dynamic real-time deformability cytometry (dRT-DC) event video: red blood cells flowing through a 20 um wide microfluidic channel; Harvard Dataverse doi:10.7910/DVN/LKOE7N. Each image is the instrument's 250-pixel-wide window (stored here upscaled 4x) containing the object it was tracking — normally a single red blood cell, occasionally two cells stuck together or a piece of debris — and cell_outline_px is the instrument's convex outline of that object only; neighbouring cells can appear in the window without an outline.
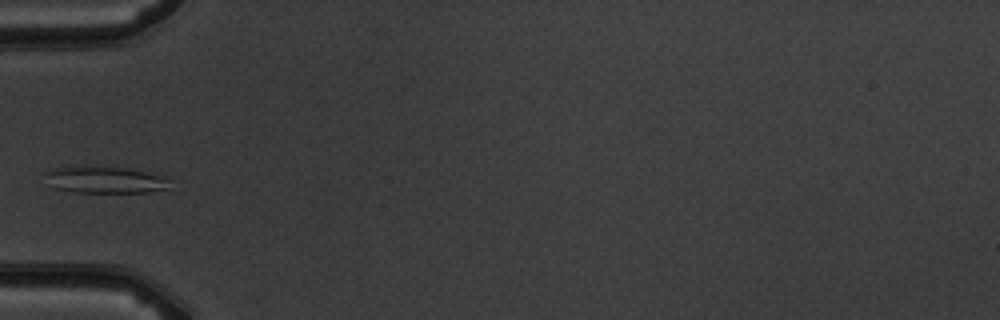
{"species": "common noctule bat (a hibernating species)", "species_latin": "Nyctalus noctula", "temperature_condition": "warm", "stored_images_in_passage": 3, "camera_frame_rate_fps": 3000, "um_per_image_px": 0.085, "animal": {"sex": "male", "body_mass_g": 19.5, "forearm_length_mm": 54.6}, "frame": {"image": 1, "passage_image": 3, "time_ms": 3.333, "image_size_px": [1000, 320], "cell_outline_px": [[168, 188], [148, 192], [72, 192], [52, 188], [44, 172], [56, 168], [84, 164], [120, 168], [144, 172], [160, 176], [168, 180]], "centroid_in_image_um": [8.81, 15.27], "position_along_channel_um": 76.2, "area_um2": 19.36}}